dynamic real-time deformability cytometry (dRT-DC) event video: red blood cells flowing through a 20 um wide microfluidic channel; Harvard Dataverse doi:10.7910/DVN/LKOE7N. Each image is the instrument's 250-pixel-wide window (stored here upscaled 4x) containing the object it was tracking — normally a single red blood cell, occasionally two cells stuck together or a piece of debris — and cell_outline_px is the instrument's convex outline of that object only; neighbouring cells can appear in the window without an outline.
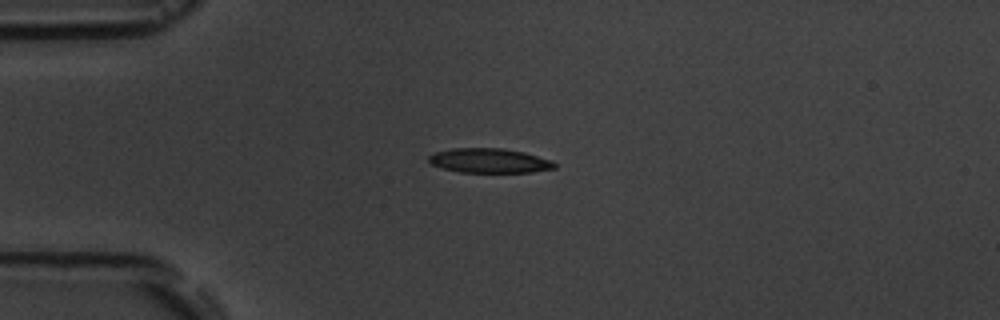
{"species": "common noctule bat (a hibernating species)", "species_latin": "Nyctalus noctula", "temperature_condition": "room temperature", "stored_images_in_passage": 9, "camera_frame_rate_fps": 3000, "um_per_image_px": 0.085, "animal": {"sex": "male", "body_mass_g": 19.5, "forearm_length_mm": 54.6}, "frame": {"image": 1, "passage_image": 3, "time_ms": 2.333, "image_size_px": [1000, 320], "cell_outline_px": [[556, 168], [532, 172], [460, 172], [440, 168], [432, 164], [428, 160], [428, 156], [436, 152], [452, 148], [504, 148], [524, 152], [552, 160], [556, 164]], "centroid_in_image_um": [41.6, 13.65], "position_along_channel_um": 43.4, "area_um2": 18.03}}
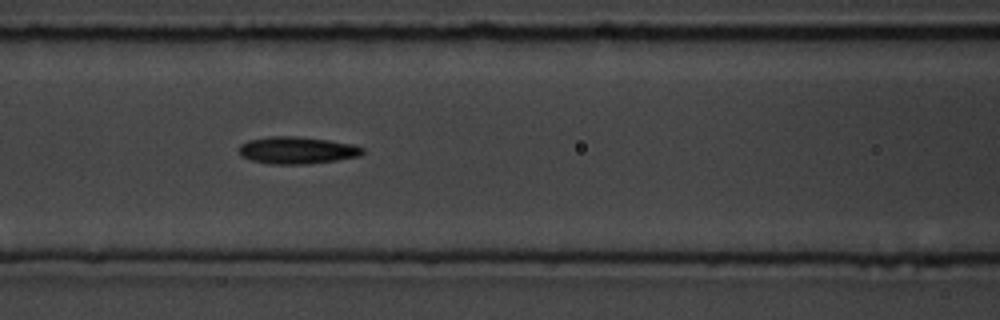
{"frame": {"image": 2, "passage_image": 6, "time_ms": 5.667, "image_size_px": [1000, 320], "cell_outline_px": [[364, 152], [360, 156], [336, 160], [308, 164], [268, 164], [252, 160], [240, 156], [240, 144], [248, 140], [268, 136], [296, 136], [328, 140], [352, 144], [364, 148]], "centroid_in_image_um": [25.24, 12.77], "position_along_channel_um": 141.4, "area_um2": 19.59}}
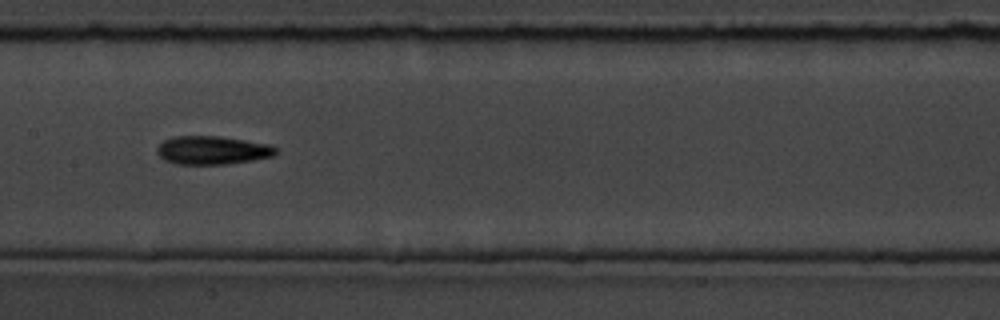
{"frame": {"image": 3, "passage_image": 7, "time_ms": 7.0, "image_size_px": [1000, 320], "cell_outline_px": [[280, 148], [272, 156], [252, 160], [224, 164], [176, 164], [164, 160], [156, 152], [156, 148], [164, 140], [172, 136], [220, 136], [268, 144]], "centroid_in_image_um": [18.02, 12.76], "position_along_channel_um": 189.4, "area_um2": 19.65}}